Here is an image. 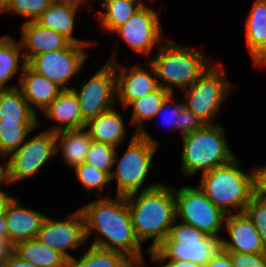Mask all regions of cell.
Here are the masks:
<instances>
[{
	"label": "cell",
	"mask_w": 266,
	"mask_h": 267,
	"mask_svg": "<svg viewBox=\"0 0 266 267\" xmlns=\"http://www.w3.org/2000/svg\"><path fill=\"white\" fill-rule=\"evenodd\" d=\"M79 210L85 222L86 239L98 232L91 246L120 252L138 267L143 266V245L135 234L126 196L98 197Z\"/></svg>",
	"instance_id": "6da1fadb"
},
{
	"label": "cell",
	"mask_w": 266,
	"mask_h": 267,
	"mask_svg": "<svg viewBox=\"0 0 266 267\" xmlns=\"http://www.w3.org/2000/svg\"><path fill=\"white\" fill-rule=\"evenodd\" d=\"M135 234L141 244L153 240L146 251L155 250L176 221L174 187L158 186L126 196Z\"/></svg>",
	"instance_id": "7a4b0ae2"
},
{
	"label": "cell",
	"mask_w": 266,
	"mask_h": 267,
	"mask_svg": "<svg viewBox=\"0 0 266 267\" xmlns=\"http://www.w3.org/2000/svg\"><path fill=\"white\" fill-rule=\"evenodd\" d=\"M241 168L236 157L200 176L198 187L227 215L245 212L251 198L258 192L257 168L249 173Z\"/></svg>",
	"instance_id": "3957f363"
},
{
	"label": "cell",
	"mask_w": 266,
	"mask_h": 267,
	"mask_svg": "<svg viewBox=\"0 0 266 267\" xmlns=\"http://www.w3.org/2000/svg\"><path fill=\"white\" fill-rule=\"evenodd\" d=\"M158 53L150 58L158 84L174 94V88L191 86L213 63L193 48H185L166 39Z\"/></svg>",
	"instance_id": "277c9868"
},
{
	"label": "cell",
	"mask_w": 266,
	"mask_h": 267,
	"mask_svg": "<svg viewBox=\"0 0 266 267\" xmlns=\"http://www.w3.org/2000/svg\"><path fill=\"white\" fill-rule=\"evenodd\" d=\"M182 138L181 170L187 177H194L199 172L203 174L236 158L220 123L206 124Z\"/></svg>",
	"instance_id": "5b68a950"
},
{
	"label": "cell",
	"mask_w": 266,
	"mask_h": 267,
	"mask_svg": "<svg viewBox=\"0 0 266 267\" xmlns=\"http://www.w3.org/2000/svg\"><path fill=\"white\" fill-rule=\"evenodd\" d=\"M159 141L153 138L144 129L141 133L132 135L129 144L120 159L118 158L117 149L114 156V165L117 164L110 175V182H116L118 196H127L129 194L148 190L158 186L155 183L144 186L148 173L151 170L154 153L157 150ZM144 188V189H143Z\"/></svg>",
	"instance_id": "8992f818"
},
{
	"label": "cell",
	"mask_w": 266,
	"mask_h": 267,
	"mask_svg": "<svg viewBox=\"0 0 266 267\" xmlns=\"http://www.w3.org/2000/svg\"><path fill=\"white\" fill-rule=\"evenodd\" d=\"M222 249V238L209 236L176 219L169 235L149 255L151 260H188L205 267Z\"/></svg>",
	"instance_id": "52a82bcc"
},
{
	"label": "cell",
	"mask_w": 266,
	"mask_h": 267,
	"mask_svg": "<svg viewBox=\"0 0 266 267\" xmlns=\"http://www.w3.org/2000/svg\"><path fill=\"white\" fill-rule=\"evenodd\" d=\"M225 71L219 64L213 63L191 86L184 89V106L205 124L219 123L214 118L234 87L226 78Z\"/></svg>",
	"instance_id": "ba28073f"
},
{
	"label": "cell",
	"mask_w": 266,
	"mask_h": 267,
	"mask_svg": "<svg viewBox=\"0 0 266 267\" xmlns=\"http://www.w3.org/2000/svg\"><path fill=\"white\" fill-rule=\"evenodd\" d=\"M176 219L191 225L205 234L222 238L219 231L224 226L226 213L218 208L196 185L174 187Z\"/></svg>",
	"instance_id": "9c48e42d"
},
{
	"label": "cell",
	"mask_w": 266,
	"mask_h": 267,
	"mask_svg": "<svg viewBox=\"0 0 266 267\" xmlns=\"http://www.w3.org/2000/svg\"><path fill=\"white\" fill-rule=\"evenodd\" d=\"M98 71L83 81L80 89L71 87L78 98L82 118L88 122L105 111L118 106L117 78L114 63L97 67ZM100 68V69H99Z\"/></svg>",
	"instance_id": "30bf717a"
},
{
	"label": "cell",
	"mask_w": 266,
	"mask_h": 267,
	"mask_svg": "<svg viewBox=\"0 0 266 267\" xmlns=\"http://www.w3.org/2000/svg\"><path fill=\"white\" fill-rule=\"evenodd\" d=\"M56 154L54 132L42 130L30 137L6 160L9 185L35 176Z\"/></svg>",
	"instance_id": "8fae6325"
},
{
	"label": "cell",
	"mask_w": 266,
	"mask_h": 267,
	"mask_svg": "<svg viewBox=\"0 0 266 267\" xmlns=\"http://www.w3.org/2000/svg\"><path fill=\"white\" fill-rule=\"evenodd\" d=\"M90 46L92 44L71 43L67 48L36 55L27 64L63 90H70L71 86L66 83H70L73 76H80L88 57L85 48Z\"/></svg>",
	"instance_id": "7c38bea8"
},
{
	"label": "cell",
	"mask_w": 266,
	"mask_h": 267,
	"mask_svg": "<svg viewBox=\"0 0 266 267\" xmlns=\"http://www.w3.org/2000/svg\"><path fill=\"white\" fill-rule=\"evenodd\" d=\"M146 4L113 33H118L133 51L148 57L154 47L160 42L163 43L167 38H163L161 33L162 26L159 22L158 11Z\"/></svg>",
	"instance_id": "4fadbf2b"
},
{
	"label": "cell",
	"mask_w": 266,
	"mask_h": 267,
	"mask_svg": "<svg viewBox=\"0 0 266 267\" xmlns=\"http://www.w3.org/2000/svg\"><path fill=\"white\" fill-rule=\"evenodd\" d=\"M36 239L51 249L59 251L68 260L74 256L67 249H78L86 240L85 222L79 209L72 212L66 219L59 220L46 216Z\"/></svg>",
	"instance_id": "5bb4252c"
},
{
	"label": "cell",
	"mask_w": 266,
	"mask_h": 267,
	"mask_svg": "<svg viewBox=\"0 0 266 267\" xmlns=\"http://www.w3.org/2000/svg\"><path fill=\"white\" fill-rule=\"evenodd\" d=\"M113 53V56L108 59V62L114 63L115 65L117 102H120L124 109H127L133 101L160 87L155 69L150 62L146 65L148 69H143V67L141 68L138 64L127 68L126 66H121L119 62H117L115 58L117 49H115Z\"/></svg>",
	"instance_id": "9a60e30c"
},
{
	"label": "cell",
	"mask_w": 266,
	"mask_h": 267,
	"mask_svg": "<svg viewBox=\"0 0 266 267\" xmlns=\"http://www.w3.org/2000/svg\"><path fill=\"white\" fill-rule=\"evenodd\" d=\"M224 229L229 238H222L223 249L227 252L250 254L266 253L261 237L245 212L226 215Z\"/></svg>",
	"instance_id": "2e32d148"
},
{
	"label": "cell",
	"mask_w": 266,
	"mask_h": 267,
	"mask_svg": "<svg viewBox=\"0 0 266 267\" xmlns=\"http://www.w3.org/2000/svg\"><path fill=\"white\" fill-rule=\"evenodd\" d=\"M22 51L27 63L36 55L67 48L72 42L64 35L41 26L36 21L21 26Z\"/></svg>",
	"instance_id": "e0dca14e"
},
{
	"label": "cell",
	"mask_w": 266,
	"mask_h": 267,
	"mask_svg": "<svg viewBox=\"0 0 266 267\" xmlns=\"http://www.w3.org/2000/svg\"><path fill=\"white\" fill-rule=\"evenodd\" d=\"M18 88L30 108L36 113L45 109L58 97L63 89L44 75L37 73L28 64L20 77Z\"/></svg>",
	"instance_id": "ac0fdd59"
},
{
	"label": "cell",
	"mask_w": 266,
	"mask_h": 267,
	"mask_svg": "<svg viewBox=\"0 0 266 267\" xmlns=\"http://www.w3.org/2000/svg\"><path fill=\"white\" fill-rule=\"evenodd\" d=\"M14 199L4 215L7 227V238L15 245L22 240L36 238L47 215L24 207Z\"/></svg>",
	"instance_id": "d6986e66"
},
{
	"label": "cell",
	"mask_w": 266,
	"mask_h": 267,
	"mask_svg": "<svg viewBox=\"0 0 266 267\" xmlns=\"http://www.w3.org/2000/svg\"><path fill=\"white\" fill-rule=\"evenodd\" d=\"M43 113L46 119L57 124L45 128L50 132L57 133L86 127L87 122L82 118L78 98L71 89L63 90Z\"/></svg>",
	"instance_id": "ffe728a7"
},
{
	"label": "cell",
	"mask_w": 266,
	"mask_h": 267,
	"mask_svg": "<svg viewBox=\"0 0 266 267\" xmlns=\"http://www.w3.org/2000/svg\"><path fill=\"white\" fill-rule=\"evenodd\" d=\"M245 36L254 65L266 66V0H255L247 16Z\"/></svg>",
	"instance_id": "44dd1931"
},
{
	"label": "cell",
	"mask_w": 266,
	"mask_h": 267,
	"mask_svg": "<svg viewBox=\"0 0 266 267\" xmlns=\"http://www.w3.org/2000/svg\"><path fill=\"white\" fill-rule=\"evenodd\" d=\"M78 5L67 2H52L36 20L43 27L52 29L75 44H93V41L75 38L73 34Z\"/></svg>",
	"instance_id": "7402d4cb"
},
{
	"label": "cell",
	"mask_w": 266,
	"mask_h": 267,
	"mask_svg": "<svg viewBox=\"0 0 266 267\" xmlns=\"http://www.w3.org/2000/svg\"><path fill=\"white\" fill-rule=\"evenodd\" d=\"M116 108L115 105L86 123L85 128L90 133L92 141L109 144L116 148L123 144L122 142L126 138V125L124 116Z\"/></svg>",
	"instance_id": "603a6c76"
},
{
	"label": "cell",
	"mask_w": 266,
	"mask_h": 267,
	"mask_svg": "<svg viewBox=\"0 0 266 267\" xmlns=\"http://www.w3.org/2000/svg\"><path fill=\"white\" fill-rule=\"evenodd\" d=\"M56 153L60 152L70 168L85 162L92 139L86 128L63 130L55 133Z\"/></svg>",
	"instance_id": "cb8c5ba5"
},
{
	"label": "cell",
	"mask_w": 266,
	"mask_h": 267,
	"mask_svg": "<svg viewBox=\"0 0 266 267\" xmlns=\"http://www.w3.org/2000/svg\"><path fill=\"white\" fill-rule=\"evenodd\" d=\"M25 60L20 41H16L9 35L0 37V90L17 88L19 84L9 85V80L24 71ZM21 72V73H20Z\"/></svg>",
	"instance_id": "d4e9b609"
},
{
	"label": "cell",
	"mask_w": 266,
	"mask_h": 267,
	"mask_svg": "<svg viewBox=\"0 0 266 267\" xmlns=\"http://www.w3.org/2000/svg\"><path fill=\"white\" fill-rule=\"evenodd\" d=\"M13 252L22 260L39 267H68L69 260L59 251L51 249L36 238L22 240L14 245Z\"/></svg>",
	"instance_id": "484cf974"
},
{
	"label": "cell",
	"mask_w": 266,
	"mask_h": 267,
	"mask_svg": "<svg viewBox=\"0 0 266 267\" xmlns=\"http://www.w3.org/2000/svg\"><path fill=\"white\" fill-rule=\"evenodd\" d=\"M39 116L30 108L18 87L0 90V121L39 122Z\"/></svg>",
	"instance_id": "4316f807"
},
{
	"label": "cell",
	"mask_w": 266,
	"mask_h": 267,
	"mask_svg": "<svg viewBox=\"0 0 266 267\" xmlns=\"http://www.w3.org/2000/svg\"><path fill=\"white\" fill-rule=\"evenodd\" d=\"M145 0H101L100 25L106 32L113 33L140 9Z\"/></svg>",
	"instance_id": "83f0119b"
},
{
	"label": "cell",
	"mask_w": 266,
	"mask_h": 267,
	"mask_svg": "<svg viewBox=\"0 0 266 267\" xmlns=\"http://www.w3.org/2000/svg\"><path fill=\"white\" fill-rule=\"evenodd\" d=\"M172 95L168 90L159 87L157 90L133 101L128 108L132 106V116L130 125H134L135 132L141 133L145 127L144 122L153 119L160 110L165 101Z\"/></svg>",
	"instance_id": "f1b7e54d"
},
{
	"label": "cell",
	"mask_w": 266,
	"mask_h": 267,
	"mask_svg": "<svg viewBox=\"0 0 266 267\" xmlns=\"http://www.w3.org/2000/svg\"><path fill=\"white\" fill-rule=\"evenodd\" d=\"M84 253L69 260L68 267H138L124 254L89 246Z\"/></svg>",
	"instance_id": "f546056e"
},
{
	"label": "cell",
	"mask_w": 266,
	"mask_h": 267,
	"mask_svg": "<svg viewBox=\"0 0 266 267\" xmlns=\"http://www.w3.org/2000/svg\"><path fill=\"white\" fill-rule=\"evenodd\" d=\"M39 122H3L0 121V156L8 158L26 141L33 130L39 128Z\"/></svg>",
	"instance_id": "4dcf8cb0"
},
{
	"label": "cell",
	"mask_w": 266,
	"mask_h": 267,
	"mask_svg": "<svg viewBox=\"0 0 266 267\" xmlns=\"http://www.w3.org/2000/svg\"><path fill=\"white\" fill-rule=\"evenodd\" d=\"M116 147L92 141L84 163L105 171L109 176L114 169Z\"/></svg>",
	"instance_id": "1f68e13d"
},
{
	"label": "cell",
	"mask_w": 266,
	"mask_h": 267,
	"mask_svg": "<svg viewBox=\"0 0 266 267\" xmlns=\"http://www.w3.org/2000/svg\"><path fill=\"white\" fill-rule=\"evenodd\" d=\"M77 179L82 186L89 191L97 189V196H103L100 192L110 182V176L102 170L97 169L94 166L83 163L74 168Z\"/></svg>",
	"instance_id": "d6a6232c"
},
{
	"label": "cell",
	"mask_w": 266,
	"mask_h": 267,
	"mask_svg": "<svg viewBox=\"0 0 266 267\" xmlns=\"http://www.w3.org/2000/svg\"><path fill=\"white\" fill-rule=\"evenodd\" d=\"M52 3L51 0H10L5 13H15L25 17L24 22L36 21L46 8Z\"/></svg>",
	"instance_id": "836d02e7"
},
{
	"label": "cell",
	"mask_w": 266,
	"mask_h": 267,
	"mask_svg": "<svg viewBox=\"0 0 266 267\" xmlns=\"http://www.w3.org/2000/svg\"><path fill=\"white\" fill-rule=\"evenodd\" d=\"M245 213L252 220L266 250V198L257 192L250 200Z\"/></svg>",
	"instance_id": "e575fe53"
},
{
	"label": "cell",
	"mask_w": 266,
	"mask_h": 267,
	"mask_svg": "<svg viewBox=\"0 0 266 267\" xmlns=\"http://www.w3.org/2000/svg\"><path fill=\"white\" fill-rule=\"evenodd\" d=\"M174 96L175 95L172 94L165 101V103L162 105V107L157 112L155 117H158L159 114H161V116H162V113H164L166 110L167 113H164V115H163L164 117H162L164 120V123L168 126V128L170 127V129L172 131H177L178 130L177 124L180 123L181 109L184 105V102H176L175 101L176 99H174L175 98Z\"/></svg>",
	"instance_id": "d590c367"
},
{
	"label": "cell",
	"mask_w": 266,
	"mask_h": 267,
	"mask_svg": "<svg viewBox=\"0 0 266 267\" xmlns=\"http://www.w3.org/2000/svg\"><path fill=\"white\" fill-rule=\"evenodd\" d=\"M234 267H266V253L229 252Z\"/></svg>",
	"instance_id": "8d00e7d4"
},
{
	"label": "cell",
	"mask_w": 266,
	"mask_h": 267,
	"mask_svg": "<svg viewBox=\"0 0 266 267\" xmlns=\"http://www.w3.org/2000/svg\"><path fill=\"white\" fill-rule=\"evenodd\" d=\"M205 125L206 124L197 115L183 105L180 123L177 124L178 130H180L182 136L199 130Z\"/></svg>",
	"instance_id": "74e56055"
},
{
	"label": "cell",
	"mask_w": 266,
	"mask_h": 267,
	"mask_svg": "<svg viewBox=\"0 0 266 267\" xmlns=\"http://www.w3.org/2000/svg\"><path fill=\"white\" fill-rule=\"evenodd\" d=\"M205 267H234L229 252L222 249L216 256L210 259Z\"/></svg>",
	"instance_id": "f35d334b"
},
{
	"label": "cell",
	"mask_w": 266,
	"mask_h": 267,
	"mask_svg": "<svg viewBox=\"0 0 266 267\" xmlns=\"http://www.w3.org/2000/svg\"><path fill=\"white\" fill-rule=\"evenodd\" d=\"M3 267H39L33 263L22 260L18 255L12 252L4 260Z\"/></svg>",
	"instance_id": "ab89813d"
},
{
	"label": "cell",
	"mask_w": 266,
	"mask_h": 267,
	"mask_svg": "<svg viewBox=\"0 0 266 267\" xmlns=\"http://www.w3.org/2000/svg\"><path fill=\"white\" fill-rule=\"evenodd\" d=\"M151 261L158 262L160 265L157 267H204L200 264H196V263H193V262L188 261V260H186V261L151 260Z\"/></svg>",
	"instance_id": "60d3db41"
},
{
	"label": "cell",
	"mask_w": 266,
	"mask_h": 267,
	"mask_svg": "<svg viewBox=\"0 0 266 267\" xmlns=\"http://www.w3.org/2000/svg\"><path fill=\"white\" fill-rule=\"evenodd\" d=\"M258 192L266 198V165L257 167Z\"/></svg>",
	"instance_id": "b9f144b4"
},
{
	"label": "cell",
	"mask_w": 266,
	"mask_h": 267,
	"mask_svg": "<svg viewBox=\"0 0 266 267\" xmlns=\"http://www.w3.org/2000/svg\"><path fill=\"white\" fill-rule=\"evenodd\" d=\"M14 199L15 197L10 195L8 191H0V216L5 215L8 206Z\"/></svg>",
	"instance_id": "7bdbcfd3"
},
{
	"label": "cell",
	"mask_w": 266,
	"mask_h": 267,
	"mask_svg": "<svg viewBox=\"0 0 266 267\" xmlns=\"http://www.w3.org/2000/svg\"><path fill=\"white\" fill-rule=\"evenodd\" d=\"M14 245L7 237H0V255H10L13 252Z\"/></svg>",
	"instance_id": "ee69618b"
},
{
	"label": "cell",
	"mask_w": 266,
	"mask_h": 267,
	"mask_svg": "<svg viewBox=\"0 0 266 267\" xmlns=\"http://www.w3.org/2000/svg\"><path fill=\"white\" fill-rule=\"evenodd\" d=\"M1 184L9 185L6 162H4V164H0V191L3 190L1 189Z\"/></svg>",
	"instance_id": "f6af8a7d"
},
{
	"label": "cell",
	"mask_w": 266,
	"mask_h": 267,
	"mask_svg": "<svg viewBox=\"0 0 266 267\" xmlns=\"http://www.w3.org/2000/svg\"><path fill=\"white\" fill-rule=\"evenodd\" d=\"M51 1L52 2H67V3H72L78 6L83 5V8H84V6L87 4H90L92 0H51Z\"/></svg>",
	"instance_id": "bcb514c9"
},
{
	"label": "cell",
	"mask_w": 266,
	"mask_h": 267,
	"mask_svg": "<svg viewBox=\"0 0 266 267\" xmlns=\"http://www.w3.org/2000/svg\"><path fill=\"white\" fill-rule=\"evenodd\" d=\"M0 237H7V227L4 215L0 216Z\"/></svg>",
	"instance_id": "7dc6e473"
},
{
	"label": "cell",
	"mask_w": 266,
	"mask_h": 267,
	"mask_svg": "<svg viewBox=\"0 0 266 267\" xmlns=\"http://www.w3.org/2000/svg\"><path fill=\"white\" fill-rule=\"evenodd\" d=\"M9 3H10V0H0V13H4Z\"/></svg>",
	"instance_id": "c3c4849f"
},
{
	"label": "cell",
	"mask_w": 266,
	"mask_h": 267,
	"mask_svg": "<svg viewBox=\"0 0 266 267\" xmlns=\"http://www.w3.org/2000/svg\"><path fill=\"white\" fill-rule=\"evenodd\" d=\"M7 256L9 255H0V267H3L4 260Z\"/></svg>",
	"instance_id": "681fc988"
}]
</instances>
